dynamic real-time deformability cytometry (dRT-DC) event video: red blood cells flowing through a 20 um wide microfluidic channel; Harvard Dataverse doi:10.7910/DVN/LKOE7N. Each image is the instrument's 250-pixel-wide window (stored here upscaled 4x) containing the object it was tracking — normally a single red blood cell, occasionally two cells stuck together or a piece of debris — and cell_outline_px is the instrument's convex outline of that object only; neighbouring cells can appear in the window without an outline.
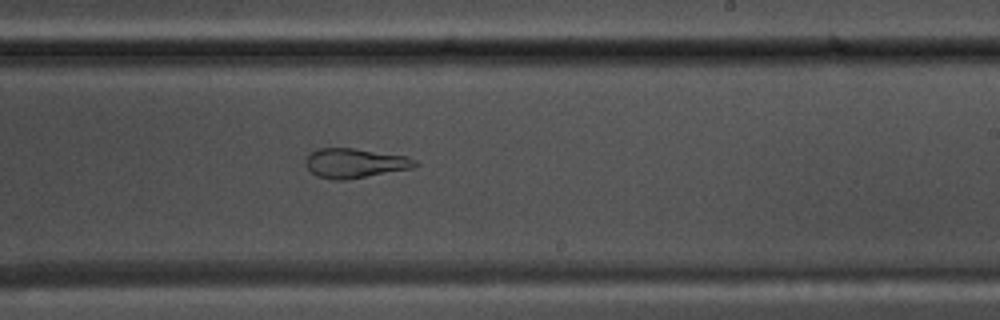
{"species": "common noctule bat (a hibernating species)", "species_latin": "Nyctalus noctula", "temperature_condition": "warm", "stored_images_in_passage": 40, "camera_frame_rate_fps": 3000, "um_per_image_px": 0.085, "animal": {"sex": "male", "body_mass_g": 17.5, "forearm_length_mm": 52.3}, "frame": {"image": 1, "passage_image": 19, "time_ms": 6.0, "image_size_px": [1000, 320], "cell_outline_px": [[420, 164], [416, 168], [344, 180], [332, 180], [316, 176], [304, 164], [304, 160], [316, 148], [356, 148], [408, 156], [416, 160]], "centroid_in_image_um": [30.21, 13.86], "position_along_channel_um": 258.8, "area_um2": 19.19}}
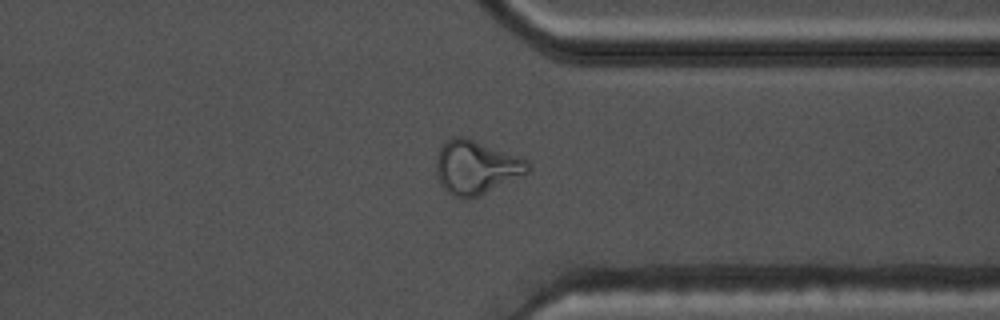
{"frame": {"image": 2, "passage_image": 28, "time_ms": 9.0, "image_size_px": [1000, 320], "cell_outline_px": [[532, 168], [528, 172], [468, 200], [464, 200], [452, 196], [440, 184], [436, 176], [436, 160], [440, 148], [444, 140], [452, 136], [464, 136], [520, 156], [528, 160], [532, 164]], "centroid_in_image_um": [40.44, 14.2], "position_along_channel_um": 371.0, "area_um2": 28.9}}
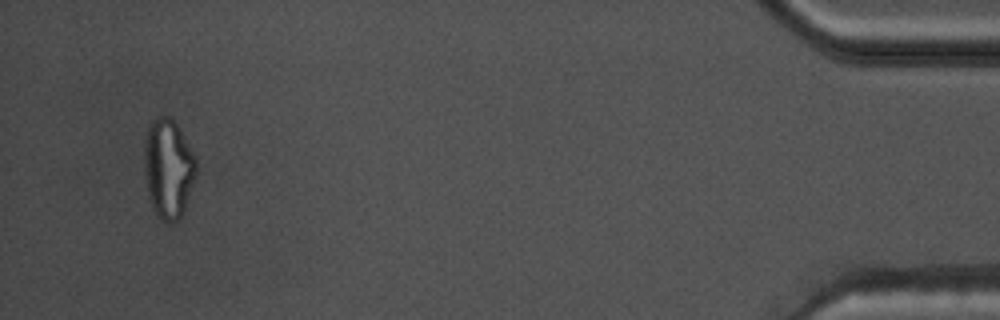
{"frame": {"image": 3, "passage_image": 38, "time_ms": 12.333, "image_size_px": [1000, 320], "cell_outline_px": [[196, 176], [184, 212], [172, 224], [168, 224], [152, 208], [148, 196], [144, 172], [144, 144], [148, 124], [156, 116], [168, 116], [176, 124], [196, 156]], "centroid_in_image_um": [14.3, 14.32], "position_along_channel_um": 420.9, "area_um2": 30.29}, "authors_computed_cell_mechanics": {"area_um2": 21.8773, "velocity_mm_per_s": 3.7808, "shape_relaxation_time_tau1_ms": null, "shape_relaxation_time_tau2_ms": 1.4682, "deformation_change_tau1": null, "deformation_change_tau2": 0.0759}}